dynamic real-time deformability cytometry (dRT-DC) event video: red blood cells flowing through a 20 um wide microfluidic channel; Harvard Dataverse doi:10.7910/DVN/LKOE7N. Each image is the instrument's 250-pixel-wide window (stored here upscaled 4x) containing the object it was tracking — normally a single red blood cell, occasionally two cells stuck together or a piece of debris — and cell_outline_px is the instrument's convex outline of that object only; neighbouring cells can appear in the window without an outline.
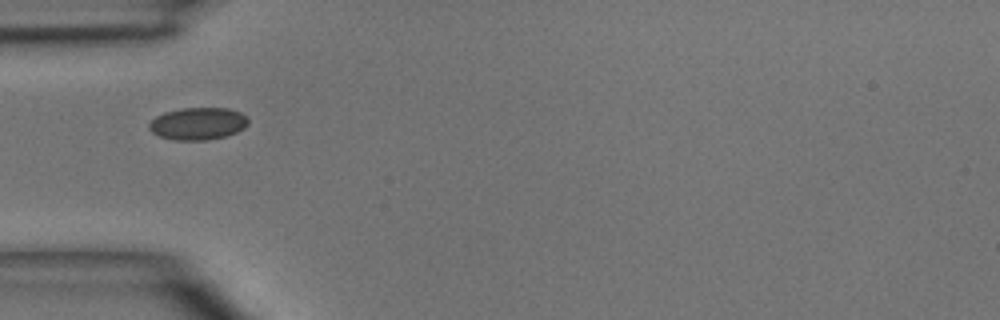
{"species": "common noctule bat (a hibernating species)", "species_latin": "Nyctalus noctula", "temperature_condition": "room temperature", "stored_images_in_passage": 1, "camera_frame_rate_fps": 3000, "um_per_image_px": 0.085, "animal": {"sex": "male", "body_mass_g": 15.6}, "frame": {"image": 1, "passage_image": 1, "time_ms": 0.0, "image_size_px": [1000, 320], "cell_outline_px": [[248, 124], [244, 128], [228, 136], [208, 140], [176, 140], [160, 136], [152, 132], [148, 128], [148, 124], [156, 116], [164, 112], [184, 108], [228, 108], [240, 112], [248, 116]], "centroid_in_image_um": [16.85, 10.51], "position_along_channel_um": 68.2, "area_um2": 18.79}}